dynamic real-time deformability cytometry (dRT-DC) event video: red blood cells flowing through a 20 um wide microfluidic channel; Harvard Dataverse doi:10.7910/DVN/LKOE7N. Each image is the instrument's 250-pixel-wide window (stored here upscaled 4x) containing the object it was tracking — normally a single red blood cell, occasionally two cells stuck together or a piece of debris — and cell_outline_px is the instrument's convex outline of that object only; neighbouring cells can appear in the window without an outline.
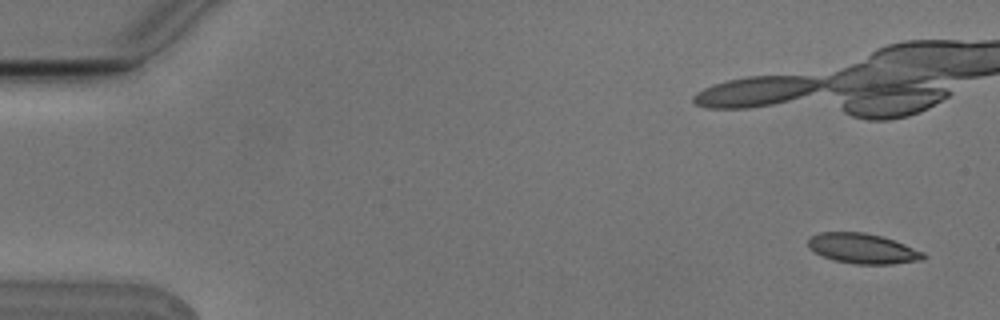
{"species": "Egyptian fruit bat (a non-hibernating species)", "species_latin": "Rousettus aegyptiacus", "temperature_condition": "cold", "stored_images_in_passage": 8, "camera_frame_rate_fps": 3000, "um_per_image_px": 0.085, "animal": {"sex": "male"}, "frame": {"image": 1, "passage_image": 1, "time_ms": 0.0, "image_size_px": [1000, 320], "cell_outline_px": [[928, 256], [924, 260], [892, 264], [856, 264], [832, 260], [808, 248], [808, 236], [820, 232], [864, 232], [884, 236], [924, 252]], "centroid_in_image_um": [73.35, 21.12], "position_along_channel_um": 11.7, "area_um2": 20.46}}